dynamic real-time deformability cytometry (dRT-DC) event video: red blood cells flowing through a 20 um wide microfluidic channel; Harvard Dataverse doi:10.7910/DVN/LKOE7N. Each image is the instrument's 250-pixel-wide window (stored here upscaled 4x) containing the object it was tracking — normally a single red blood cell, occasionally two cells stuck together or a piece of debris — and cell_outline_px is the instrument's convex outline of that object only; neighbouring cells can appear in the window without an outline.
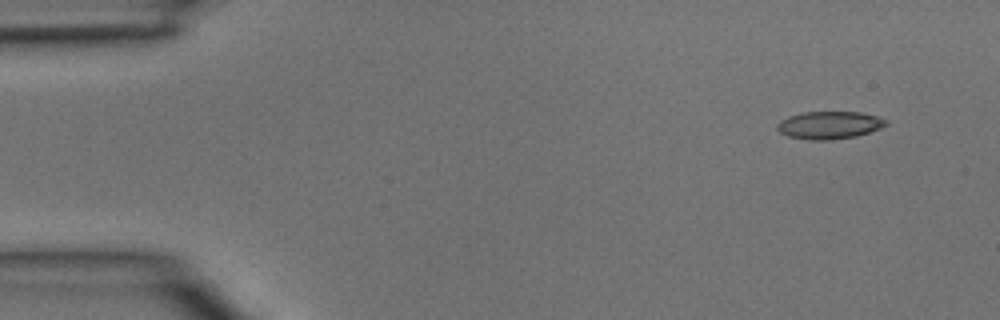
{"species": "common noctule bat (a hibernating species)", "species_latin": "Nyctalus noctula", "temperature_condition": "room temperature", "stored_images_in_passage": 4, "camera_frame_rate_fps": 3000, "um_per_image_px": 0.085, "animal": {"sex": "male", "body_mass_g": 15.6}, "frame": {"image": 1, "passage_image": 1, "time_ms": 0.0, "image_size_px": [1000, 320], "cell_outline_px": [[888, 124], [880, 128], [856, 136], [832, 140], [808, 140], [788, 136], [780, 132], [776, 128], [776, 124], [780, 120], [788, 116], [804, 112], [860, 112], [876, 116], [888, 120]], "centroid_in_image_um": [70.47, 10.63], "position_along_channel_um": 14.5, "area_um2": 17.57}}
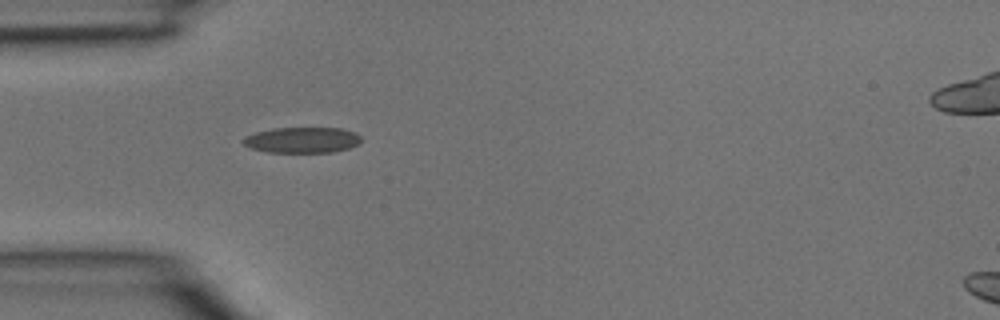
{"frame": {"image": 2, "passage_image": 3, "time_ms": 0.667, "image_size_px": [1000, 320], "cell_outline_px": [[360, 140], [356, 144], [348, 148], [332, 152], [268, 152], [252, 148], [244, 144], [240, 140], [244, 136], [256, 132], [272, 128], [340, 128], [356, 132], [360, 136]], "centroid_in_image_um": [25.65, 11.89], "position_along_channel_um": 59.4, "area_um2": 17.63}}